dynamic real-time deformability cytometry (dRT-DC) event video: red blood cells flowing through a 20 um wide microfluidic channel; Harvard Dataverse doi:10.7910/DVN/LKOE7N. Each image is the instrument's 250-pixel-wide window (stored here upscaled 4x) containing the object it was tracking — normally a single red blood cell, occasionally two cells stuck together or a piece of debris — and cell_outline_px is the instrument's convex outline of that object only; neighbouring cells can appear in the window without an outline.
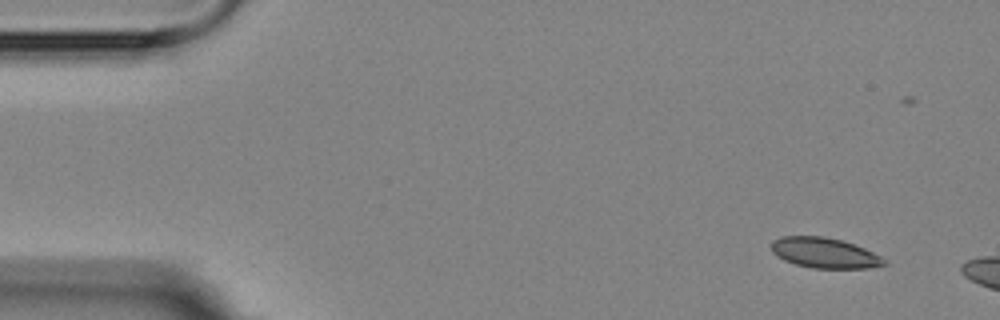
{"species": "Egyptian fruit bat (a non-hibernating species)", "species_latin": "Rousettus aegyptiacus", "temperature_condition": "room temperature", "stored_images_in_passage": 3, "camera_frame_rate_fps": 3000, "um_per_image_px": 0.085, "animal": {"sex": "female"}, "frame": {"image": 1, "passage_image": 1, "time_ms": 0.0, "image_size_px": [1000, 320], "cell_outline_px": [[888, 264], [868, 268], [812, 268], [796, 264], [784, 260], [776, 256], [772, 252], [772, 240], [780, 236], [824, 236], [840, 240], [864, 248], [888, 260]], "centroid_in_image_um": [70.08, 21.5], "position_along_channel_um": 14.9, "area_um2": 19.94}}